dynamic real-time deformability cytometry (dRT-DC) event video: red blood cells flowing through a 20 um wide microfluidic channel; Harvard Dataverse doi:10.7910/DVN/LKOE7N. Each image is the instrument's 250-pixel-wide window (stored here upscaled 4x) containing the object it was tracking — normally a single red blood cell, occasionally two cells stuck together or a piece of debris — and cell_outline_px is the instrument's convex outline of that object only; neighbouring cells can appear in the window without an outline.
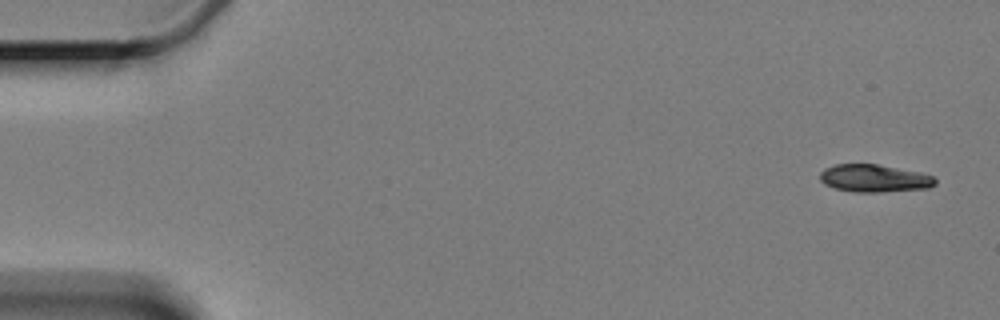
{"species": "Egyptian fruit bat (a non-hibernating species)", "species_latin": "Rousettus aegyptiacus", "temperature_condition": "cold", "stored_images_in_passage": 4, "camera_frame_rate_fps": 3000, "um_per_image_px": 0.085, "animal": {"sex": "female"}, "frame": {"image": 1, "passage_image": 1, "time_ms": 0.0, "image_size_px": [1000, 320], "cell_outline_px": [[936, 184], [928, 188], [880, 192], [856, 192], [836, 188], [824, 184], [820, 180], [820, 172], [824, 168], [836, 164], [876, 164], [920, 172], [932, 176], [936, 180]], "centroid_in_image_um": [74.3, 15.15], "position_along_channel_um": 10.7, "area_um2": 18.44}}